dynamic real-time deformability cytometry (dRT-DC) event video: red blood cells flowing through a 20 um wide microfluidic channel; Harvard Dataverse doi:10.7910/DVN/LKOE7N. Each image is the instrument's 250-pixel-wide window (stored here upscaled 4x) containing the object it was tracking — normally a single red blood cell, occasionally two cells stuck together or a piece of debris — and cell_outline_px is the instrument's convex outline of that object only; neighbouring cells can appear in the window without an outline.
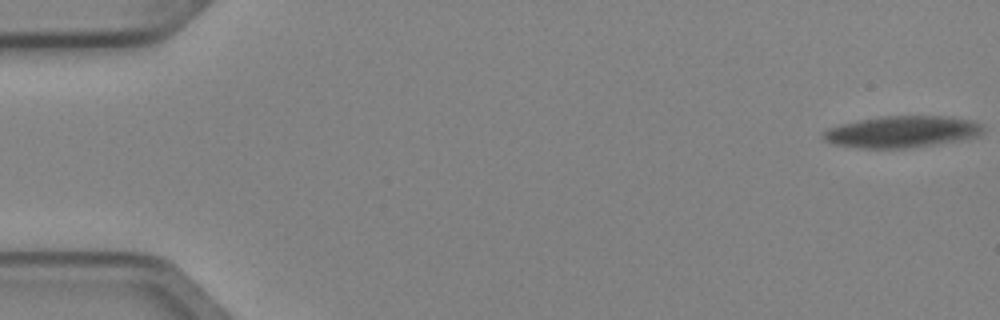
{"species": "Egyptian fruit bat (a non-hibernating species)", "species_latin": "Rousettus aegyptiacus", "temperature_condition": "cold", "stored_images_in_passage": 6, "camera_frame_rate_fps": 3000, "um_per_image_px": 0.085, "animal": {"sex": "female"}, "frame": {"image": 1, "passage_image": 1, "time_ms": 0.0, "image_size_px": [1000, 320], "cell_outline_px": [[984, 132], [980, 136], [968, 140], [908, 148], [860, 148], [836, 144], [824, 140], [824, 132], [828, 128], [840, 124], [880, 116], [952, 116], [972, 120], [984, 124]], "centroid_in_image_um": [76.8, 11.2], "position_along_channel_um": 8.2, "area_um2": 29.88}}
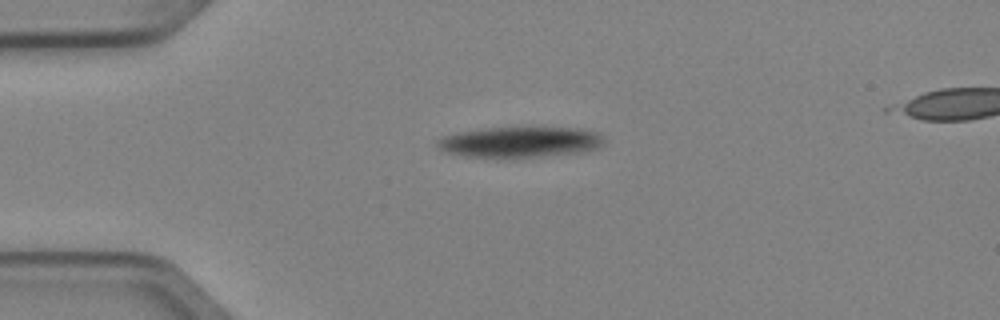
{"frame": {"image": 2, "passage_image": 4, "time_ms": 1.0, "image_size_px": [1000, 320], "cell_outline_px": [[604, 144], [600, 148], [584, 152], [512, 160], [500, 160], [460, 156], [440, 152], [436, 144], [436, 140], [444, 136], [460, 132], [484, 128], [580, 128], [600, 132], [604, 140]], "centroid_in_image_um": [44.17, 12.13], "position_along_channel_um": 40.8, "area_um2": 31.27}}
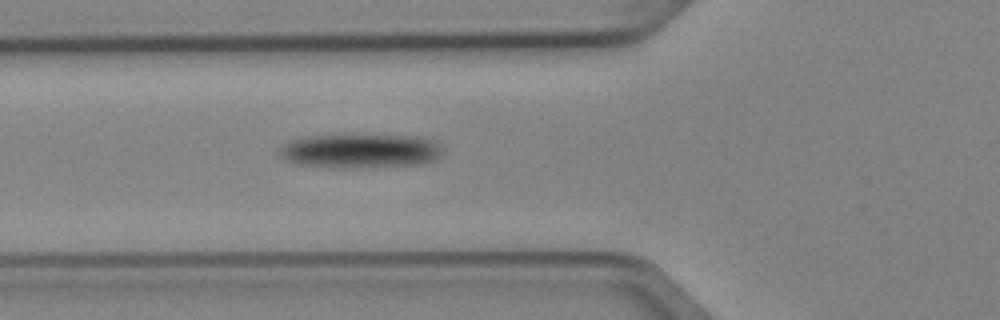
{"frame": {"image": 3, "passage_image": 6, "time_ms": 1.667, "image_size_px": [1000, 320], "cell_outline_px": [[440, 156], [436, 160], [420, 164], [368, 168], [336, 168], [296, 164], [280, 156], [280, 148], [288, 140], [300, 136], [344, 132], [356, 132], [408, 136], [436, 140], [440, 144]], "centroid_in_image_um": [30.57, 12.78], "position_along_channel_um": 95.2, "area_um2": 34.28}}